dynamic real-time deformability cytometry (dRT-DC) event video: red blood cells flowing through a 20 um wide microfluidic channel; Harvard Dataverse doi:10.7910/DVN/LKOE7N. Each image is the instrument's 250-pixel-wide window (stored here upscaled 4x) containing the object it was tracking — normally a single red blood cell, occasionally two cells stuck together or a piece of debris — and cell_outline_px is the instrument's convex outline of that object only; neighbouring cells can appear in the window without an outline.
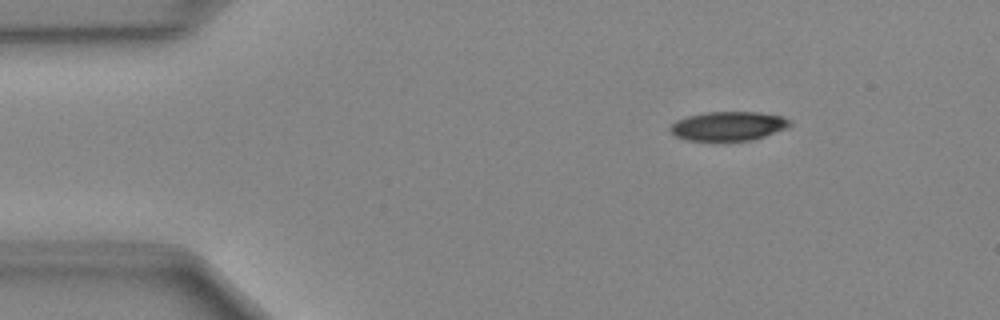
{"species": "Egyptian fruit bat (a non-hibernating species)", "species_latin": "Rousettus aegyptiacus", "temperature_condition": "cold", "stored_images_in_passage": 47, "camera_frame_rate_fps": 3000, "um_per_image_px": 0.085, "animal": {"sex": "female"}, "frame": {"image": 1, "passage_image": 5, "time_ms": 1.333, "image_size_px": [1000, 320], "cell_outline_px": [[792, 124], [788, 128], [752, 140], [688, 140], [676, 136], [668, 128], [676, 120], [688, 116], [704, 112], [760, 112], [784, 116], [792, 120]], "centroid_in_image_um": [61.96, 10.7], "position_along_channel_um": 23.0, "area_um2": 20.35}}
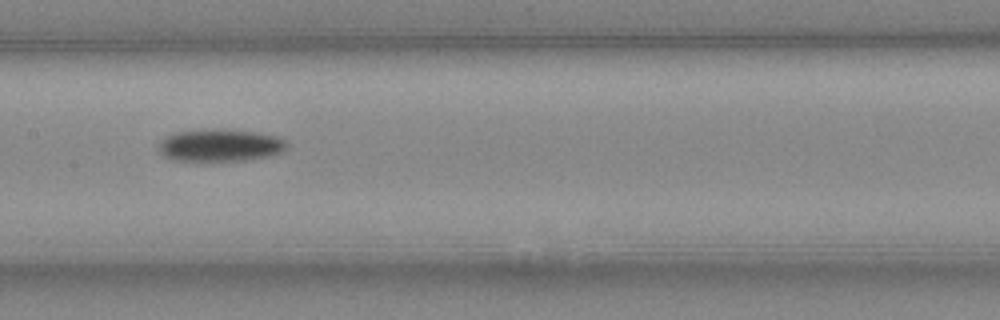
{"frame": {"image": 2, "passage_image": 22, "time_ms": 7.0, "image_size_px": [1000, 320], "cell_outline_px": [[288, 148], [280, 152], [268, 156], [244, 160], [172, 160], [164, 156], [156, 148], [156, 144], [164, 136], [176, 132], [256, 132], [280, 136], [288, 144]], "centroid_in_image_um": [18.69, 12.39], "position_along_channel_um": 188.7, "area_um2": 23.24}}
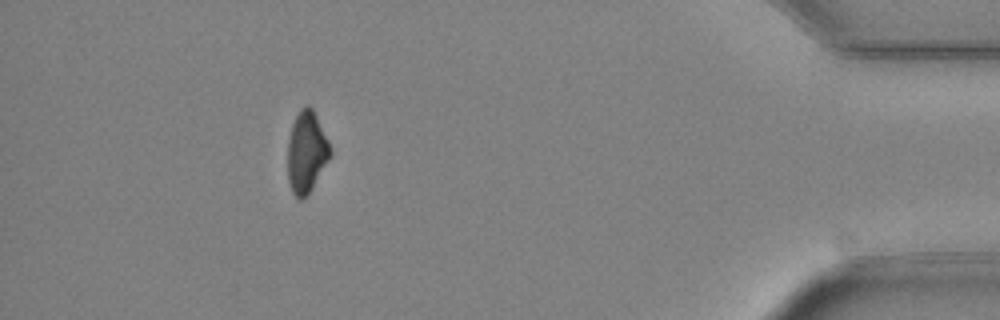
{"frame": {"image": 3, "passage_image": 42, "time_ms": 13.667, "image_size_px": [1000, 320], "cell_outline_px": [[332, 156], [308, 196], [300, 200], [292, 192], [288, 180], [288, 140], [292, 124], [300, 108], [304, 104], [308, 104], [312, 108], [332, 148]], "centroid_in_image_um": [26.07, 12.94], "position_along_channel_um": 409.1, "area_um2": 20.52}}